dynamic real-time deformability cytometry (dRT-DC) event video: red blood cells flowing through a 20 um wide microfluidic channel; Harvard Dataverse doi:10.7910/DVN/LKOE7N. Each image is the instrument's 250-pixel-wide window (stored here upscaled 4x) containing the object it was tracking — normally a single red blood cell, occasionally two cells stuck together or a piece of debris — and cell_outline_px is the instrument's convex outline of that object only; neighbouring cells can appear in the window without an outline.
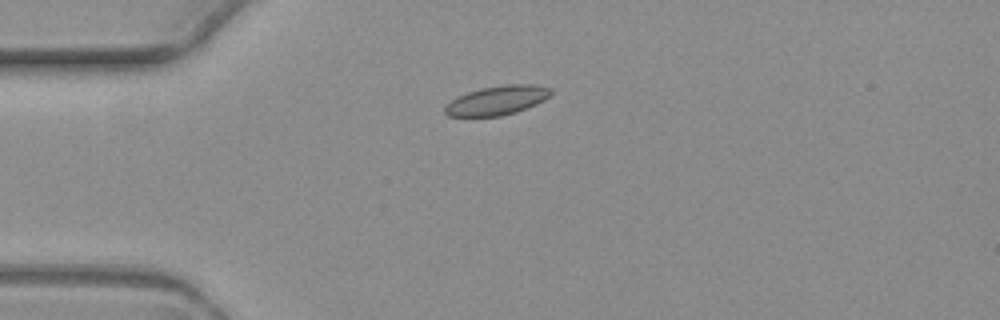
{"species": "common noctule bat (a hibernating species)", "species_latin": "Nyctalus noctula", "temperature_condition": "warm", "stored_images_in_passage": 1, "camera_frame_rate_fps": 3000, "um_per_image_px": 0.085, "animal": {"sex": "female", "body_mass_g": 19.3, "forearm_length_mm": 54.1}, "frame": {"image": 1, "passage_image": 1, "time_ms": 0.0, "image_size_px": [1000, 320], "cell_outline_px": [[552, 92], [544, 100], [536, 104], [516, 112], [500, 116], [448, 116], [444, 112], [444, 108], [452, 100], [468, 92], [480, 88], [504, 84], [528, 84], [552, 88]], "centroid_in_image_um": [42.26, 8.53], "position_along_channel_um": 42.7, "area_um2": 17.8}}